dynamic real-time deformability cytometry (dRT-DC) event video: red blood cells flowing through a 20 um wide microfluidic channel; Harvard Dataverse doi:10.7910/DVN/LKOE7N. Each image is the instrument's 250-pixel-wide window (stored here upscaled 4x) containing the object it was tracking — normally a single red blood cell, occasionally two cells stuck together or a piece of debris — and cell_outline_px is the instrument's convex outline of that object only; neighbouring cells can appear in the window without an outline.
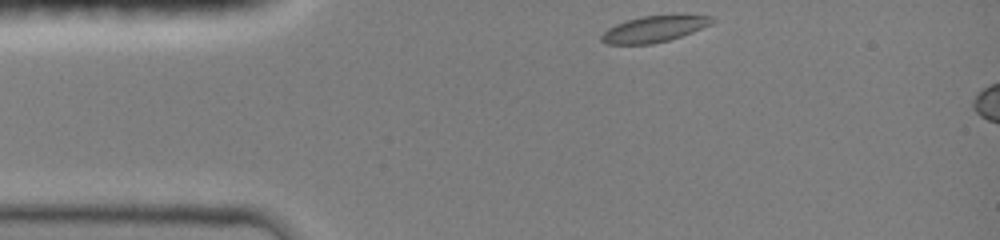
{"species": "common noctule bat (a hibernating species)", "species_latin": "Nyctalus noctula", "temperature_condition": "room temperature", "stored_images_in_passage": 5, "camera_frame_rate_fps": 3000, "um_per_image_px": 0.085, "animal": {"sex": "female", "body_mass_g": 19.0, "forearm_length_mm": 51.5}, "frame": {"image": 1, "passage_image": 1, "time_ms": 0.0, "image_size_px": [1000, 240], "cell_outline_px": [[716, 20], [712, 24], [692, 32], [668, 40], [652, 44], [604, 44], [600, 40], [600, 36], [608, 28], [616, 24], [628, 20], [644, 16], [712, 16]], "centroid_in_image_um": [55.56, 2.49], "position_along_channel_um": 29.4, "area_um2": 16.53}}